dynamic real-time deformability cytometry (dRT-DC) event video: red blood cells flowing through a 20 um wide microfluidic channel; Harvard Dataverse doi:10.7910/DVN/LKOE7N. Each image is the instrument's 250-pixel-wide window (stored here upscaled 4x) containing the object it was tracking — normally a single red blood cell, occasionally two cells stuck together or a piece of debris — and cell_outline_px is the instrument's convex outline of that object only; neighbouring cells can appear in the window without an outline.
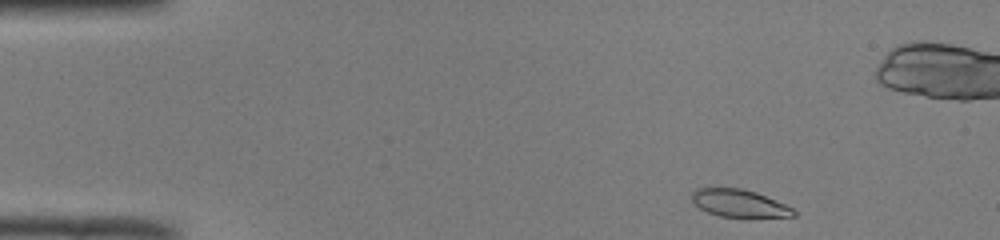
{"species": "common noctule bat (a hibernating species)", "species_latin": "Nyctalus noctula", "temperature_condition": "room temperature", "stored_images_in_passage": 47, "camera_frame_rate_fps": 3000, "um_per_image_px": 0.085, "animal": {"sex": "male", "body_mass_g": 19.0, "forearm_length_mm": 50.8}, "frame": {"image": 1, "passage_image": 2, "time_ms": 0.333, "image_size_px": [1000, 240], "cell_outline_px": [[796, 216], [720, 216], [708, 212], [700, 208], [692, 200], [692, 192], [696, 188], [740, 188], [756, 192], [784, 204], [792, 208], [796, 212]], "centroid_in_image_um": [62.8, 17.26], "position_along_channel_um": 22.2, "area_um2": 15.84}}
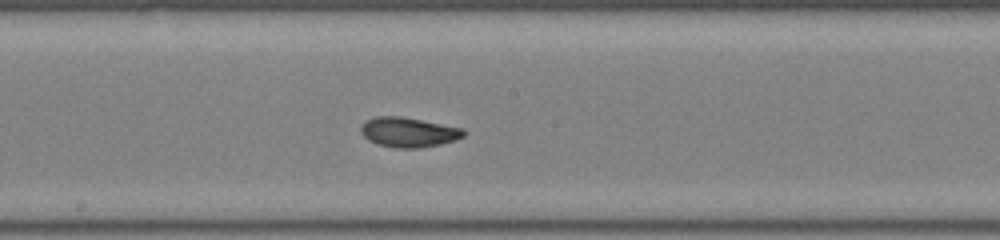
{"frame": {"image": 2, "passage_image": 23, "time_ms": 7.333, "image_size_px": [1000, 240], "cell_outline_px": [[464, 136], [456, 140], [440, 144], [420, 148], [396, 148], [376, 144], [368, 140], [360, 132], [360, 128], [364, 120], [376, 116], [400, 116], [464, 128]], "centroid_in_image_um": [34.69, 11.24], "position_along_channel_um": 213.5, "area_um2": 17.98}}
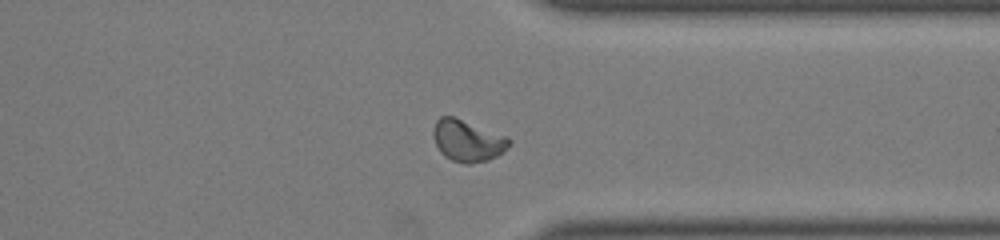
{"frame": {"image": 3, "passage_image": 35, "time_ms": 11.333, "image_size_px": [1000, 240], "cell_outline_px": [[512, 144], [508, 148], [496, 156], [488, 160], [468, 164], [464, 164], [452, 160], [444, 156], [440, 152], [432, 136], [432, 128], [436, 120], [440, 116], [452, 116], [508, 136], [512, 140]], "centroid_in_image_um": [39.74, 11.95], "position_along_channel_um": 371.7, "area_um2": 18.61}, "authors_computed_cell_mechanics": {"area_um2": 17.3978, "velocity_mm_per_s": 3.9793, "shape_relaxation_time_tau1_ms": 3.2125, "shape_relaxation_time_tau2_ms": 2.0543, "deformation_change_tau1": 0.1393, "deformation_change_tau2": 0.0501}}